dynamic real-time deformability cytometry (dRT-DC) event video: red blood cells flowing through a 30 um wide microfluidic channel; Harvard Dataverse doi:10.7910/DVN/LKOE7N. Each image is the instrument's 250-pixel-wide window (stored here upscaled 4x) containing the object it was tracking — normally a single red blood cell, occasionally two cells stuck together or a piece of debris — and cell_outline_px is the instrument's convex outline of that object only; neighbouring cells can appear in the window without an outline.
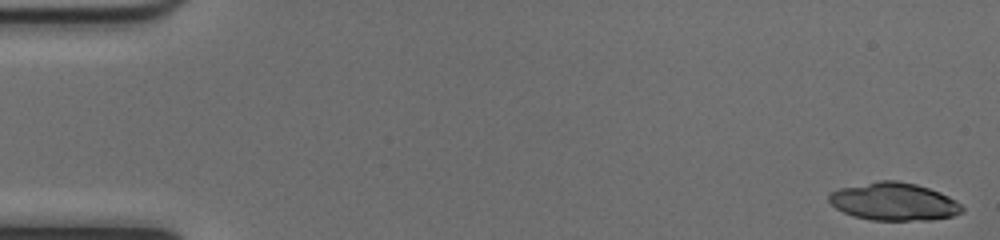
{"species": "common noctule bat (a hibernating species)", "species_latin": "Nyctalus noctula", "temperature_condition": "cold", "stored_images_in_passage": 51, "camera_frame_rate_fps": 3000, "um_per_image_px": 0.085, "animal": {"sex": "female", "body_mass_g": 17.0, "forearm_length_mm": 48.0}, "frame": {"image": 1, "passage_image": 1, "time_ms": 0.0, "image_size_px": [1000, 240], "cell_outline_px": [[964, 212], [952, 216], [932, 220], [872, 220], [852, 216], [836, 208], [828, 200], [828, 196], [832, 192], [840, 188], [880, 180], [896, 180], [916, 184], [940, 192], [956, 200], [964, 208]], "centroid_in_image_um": [76.0, 17.14], "position_along_channel_um": 9.0, "area_um2": 29.3}}
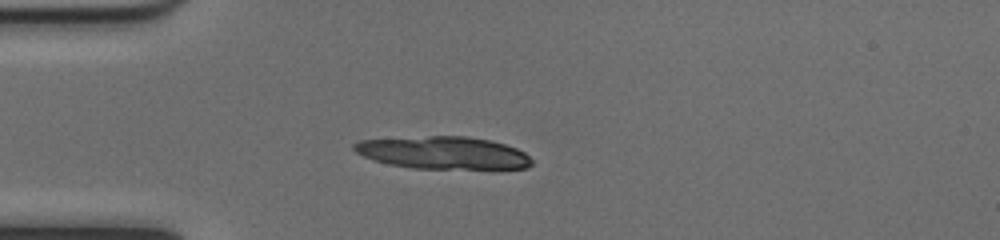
{"frame": {"image": 2, "passage_image": 14, "time_ms": 4.333, "image_size_px": [1000, 240], "cell_outline_px": [[532, 164], [528, 168], [412, 168], [388, 164], [372, 160], [356, 152], [352, 148], [352, 144], [360, 140], [428, 136], [468, 136], [488, 140], [504, 144], [516, 148], [524, 152], [532, 160]], "centroid_in_image_um": [37.64, 12.98], "position_along_channel_um": 47.4, "area_um2": 33.47}, "authors_computed_cell_mechanics": {"area_um2": 29.3046, "velocity_mm_per_s": 4.0031, "shape_relaxation_time_tau1_ms": 4.4209, "shape_relaxation_time_tau2_ms": 2.2612, "deformation_change_tau1": 0.1057, "deformation_change_tau2": 0.055}}